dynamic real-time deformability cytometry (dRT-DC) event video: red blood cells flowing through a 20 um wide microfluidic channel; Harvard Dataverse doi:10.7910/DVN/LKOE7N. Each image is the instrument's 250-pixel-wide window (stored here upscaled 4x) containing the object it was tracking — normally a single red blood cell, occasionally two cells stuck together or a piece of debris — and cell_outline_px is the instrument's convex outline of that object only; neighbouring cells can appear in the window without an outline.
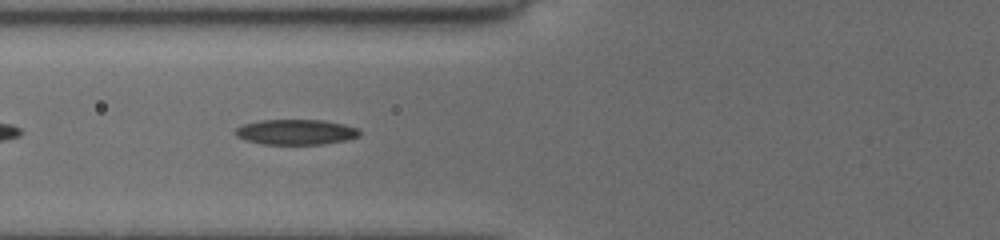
{"species": "common noctule bat (a hibernating species)", "species_latin": "Nyctalus noctula", "temperature_condition": "cold", "stored_images_in_passage": 37, "camera_frame_rate_fps": 3000, "um_per_image_px": 0.085, "animal": {"sex": "female", "body_mass_g": 19.5, "forearm_length_mm": 54.1}, "frame": {"image": 1, "passage_image": 5, "time_ms": 1.333, "image_size_px": [1000, 240], "cell_outline_px": [[360, 136], [348, 140], [324, 144], [260, 144], [244, 140], [236, 136], [236, 128], [240, 124], [260, 120], [324, 120], [344, 124], [356, 128], [360, 132]], "centroid_in_image_um": [25.13, 11.22], "position_along_channel_um": 100.7, "area_um2": 18.5}}
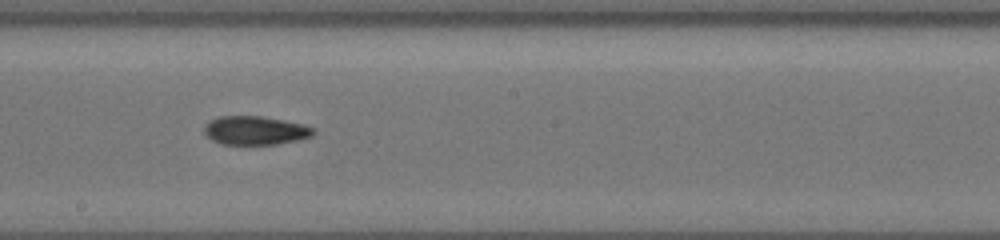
{"frame": {"image": 2, "passage_image": 15, "time_ms": 4.667, "image_size_px": [1000, 240], "cell_outline_px": [[316, 132], [312, 136], [296, 140], [276, 144], [220, 144], [212, 140], [204, 132], [204, 128], [212, 120], [220, 116], [260, 116], [284, 120], [316, 128]], "centroid_in_image_um": [21.72, 11.09], "position_along_channel_um": 226.5, "area_um2": 18.03}}
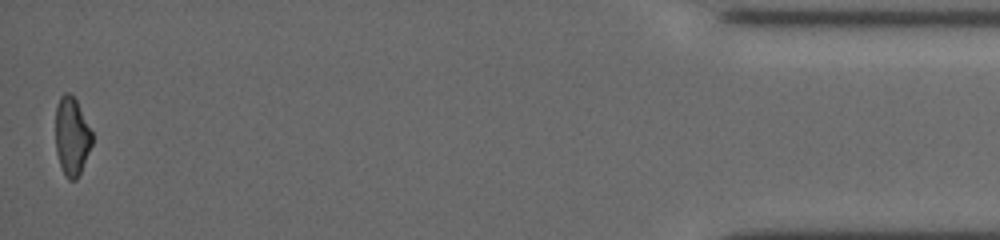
{"frame": {"image": 3, "passage_image": 37, "time_ms": 12.0, "image_size_px": [1000, 240], "cell_outline_px": [[92, 144], [80, 172], [76, 180], [68, 180], [60, 164], [56, 152], [56, 108], [60, 96], [64, 92], [68, 92], [76, 100], [92, 132]], "centroid_in_image_um": [6.1, 11.58], "position_along_channel_um": 429.1, "area_um2": 16.42}, "authors_computed_cell_mechanics": {"area_um2": 17.7446, "velocity_mm_per_s": 3.7717, "shape_relaxation_time_tau1_ms": 11.0146, "shape_relaxation_time_tau2_ms": 5.1173, "deformation_change_tau1": 0.2634, "deformation_change_tau2": 0.1207}}